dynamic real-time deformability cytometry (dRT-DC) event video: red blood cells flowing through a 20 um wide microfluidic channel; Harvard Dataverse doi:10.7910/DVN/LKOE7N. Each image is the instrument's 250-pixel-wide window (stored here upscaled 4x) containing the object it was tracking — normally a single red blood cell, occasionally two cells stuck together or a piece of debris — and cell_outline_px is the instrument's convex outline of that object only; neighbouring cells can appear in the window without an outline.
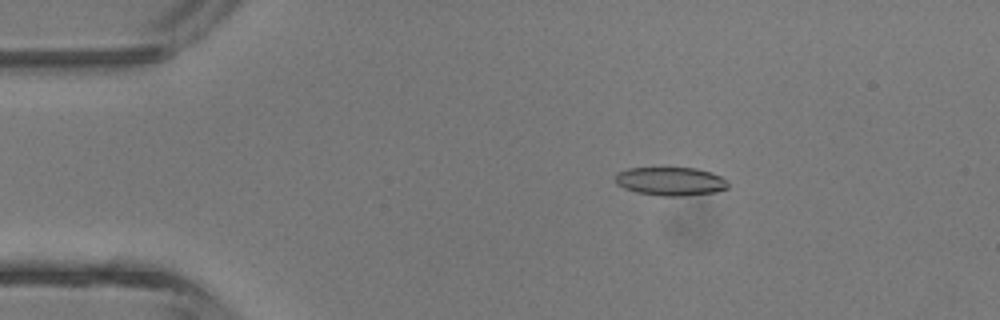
{"species": "common noctule bat (a hibernating species)", "species_latin": "Nyctalus noctula", "temperature_condition": "room temperature", "stored_images_in_passage": 4, "camera_frame_rate_fps": 3000, "um_per_image_px": 0.085, "animal": {"sex": "male", "body_mass_g": 13.3}, "frame": {"image": 1, "passage_image": 2, "time_ms": 1.333, "image_size_px": [1000, 320], "cell_outline_px": [[728, 188], [716, 192], [684, 196], [664, 196], [636, 192], [624, 188], [616, 184], [616, 172], [628, 168], [696, 168], [712, 172], [728, 180]], "centroid_in_image_um": [57.02, 15.41], "position_along_channel_um": 28.0, "area_um2": 18.84}}
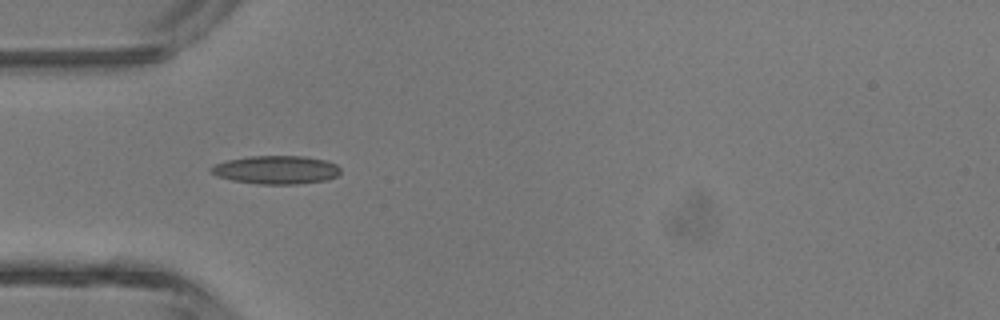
{"frame": {"image": 2, "passage_image": 4, "time_ms": 3.333, "image_size_px": [1000, 320], "cell_outline_px": [[340, 172], [336, 176], [328, 180], [296, 184], [260, 184], [232, 180], [216, 176], [208, 168], [216, 164], [228, 160], [248, 156], [304, 156], [328, 160], [336, 164], [340, 168]], "centroid_in_image_um": [23.5, 14.43], "position_along_channel_um": 61.5, "area_um2": 21.44}}